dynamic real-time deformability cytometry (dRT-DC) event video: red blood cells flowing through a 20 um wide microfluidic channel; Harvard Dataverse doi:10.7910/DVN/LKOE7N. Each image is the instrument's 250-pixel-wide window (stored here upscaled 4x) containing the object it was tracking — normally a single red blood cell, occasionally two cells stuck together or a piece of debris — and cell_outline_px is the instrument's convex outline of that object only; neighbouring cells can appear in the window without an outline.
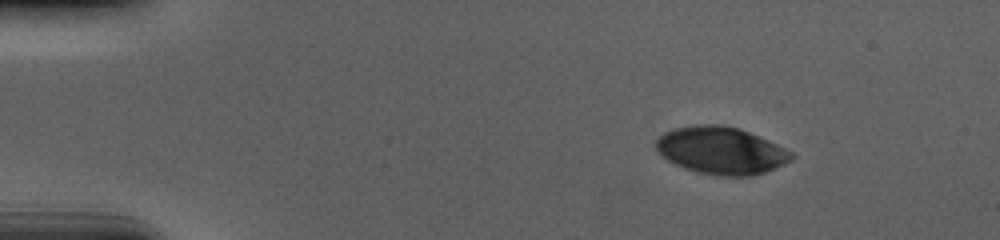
{"species": "human", "species_latin": "Homo sapiens", "temperature_condition": "cold", "stored_images_in_passage": 49, "camera_frame_rate_fps": 3000, "um_per_image_px": 0.085, "donor": {"sex": "male"}, "frame": {"image": 1, "passage_image": 1, "time_ms": 0.0, "image_size_px": [1000, 240], "cell_outline_px": [[796, 156], [792, 160], [784, 164], [764, 172], [752, 176], [720, 176], [696, 172], [684, 168], [668, 160], [652, 144], [656, 136], [672, 128], [696, 124], [720, 124], [740, 128], [768, 140], [792, 152]], "centroid_in_image_um": [61.26, 12.78], "position_along_channel_um": 23.7, "area_um2": 37.69}}
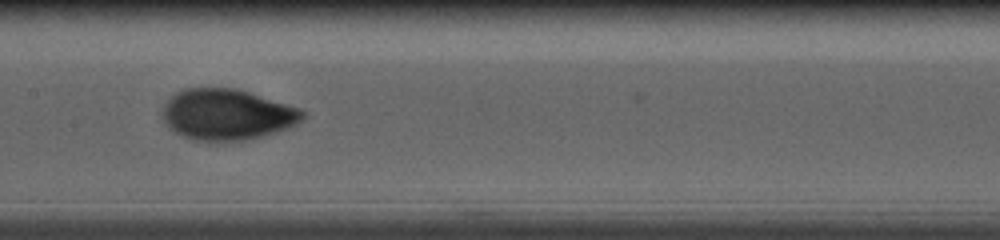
{"frame": {"image": 2, "passage_image": 22, "time_ms": 7.0, "image_size_px": [1000, 240], "cell_outline_px": [[304, 116], [296, 124], [288, 128], [260, 136], [244, 140], [192, 140], [172, 132], [168, 128], [160, 112], [164, 104], [176, 92], [184, 88], [232, 88], [248, 92], [300, 108], [304, 112]], "centroid_in_image_um": [19.23, 9.73], "position_along_channel_um": 188.2, "area_um2": 41.33}}
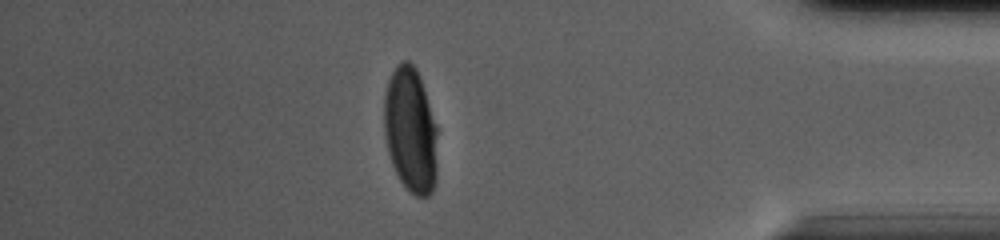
{"frame": {"image": 3, "passage_image": 42, "time_ms": 13.667, "image_size_px": [1000, 240], "cell_outline_px": [[436, 180], [432, 192], [428, 196], [416, 196], [408, 192], [400, 180], [392, 164], [388, 152], [384, 132], [384, 92], [388, 80], [396, 64], [400, 60], [408, 60], [416, 68], [436, 124]], "centroid_in_image_um": [34.87, 11.06], "position_along_channel_um": 400.3, "area_um2": 39.07}, "authors_computed_cell_mechanics": {"area_um2": 40.3444, "velocity_mm_per_s": 3.6851, "shape_relaxation_time_tau1_ms": 3.707, "shape_relaxation_time_tau2_ms": null, "deformation_change_tau1": 0.1795, "deformation_change_tau2": null}}